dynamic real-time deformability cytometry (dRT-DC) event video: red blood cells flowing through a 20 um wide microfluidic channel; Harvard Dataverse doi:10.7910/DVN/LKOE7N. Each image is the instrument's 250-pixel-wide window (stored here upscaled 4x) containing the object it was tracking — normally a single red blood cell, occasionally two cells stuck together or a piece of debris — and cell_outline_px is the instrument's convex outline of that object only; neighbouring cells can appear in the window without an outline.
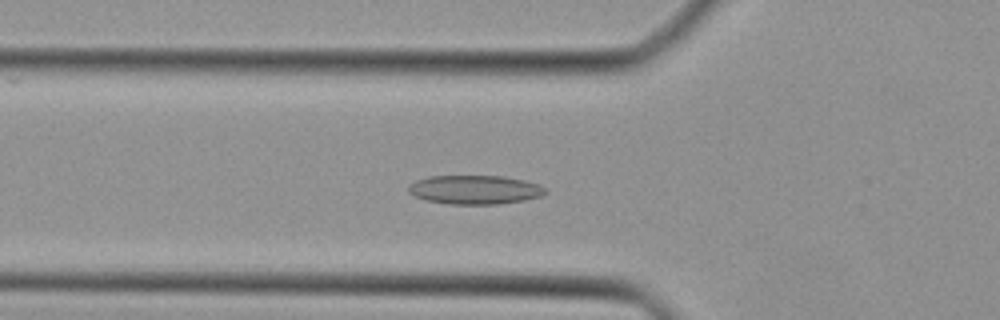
{"species": "Egyptian fruit bat (a non-hibernating species)", "species_latin": "Rousettus aegyptiacus", "temperature_condition": "cold", "stored_images_in_passage": 45, "camera_frame_rate_fps": 3000, "um_per_image_px": 0.085, "animal": {"sex": "female"}, "frame": {"image": 1, "passage_image": 16, "time_ms": 5.0, "image_size_px": [1000, 320], "cell_outline_px": [[548, 192], [540, 196], [524, 200], [500, 204], [448, 204], [424, 200], [408, 192], [408, 188], [416, 180], [428, 176], [504, 176], [524, 180], [540, 184]], "centroid_in_image_um": [40.37, 16.12], "position_along_channel_um": 85.4, "area_um2": 23.12}}
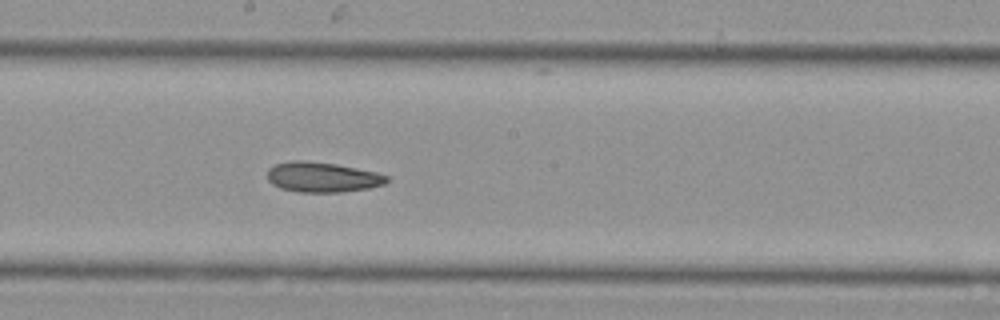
{"frame": {"image": 2, "passage_image": 25, "time_ms": 8.0, "image_size_px": [1000, 320], "cell_outline_px": [[388, 180], [384, 184], [368, 188], [340, 192], [300, 192], [280, 188], [272, 184], [268, 180], [268, 168], [276, 164], [292, 160], [304, 160], [336, 164], [376, 172], [388, 176]], "centroid_in_image_um": [27.38, 15.05], "position_along_channel_um": 220.8, "area_um2": 20.87}}
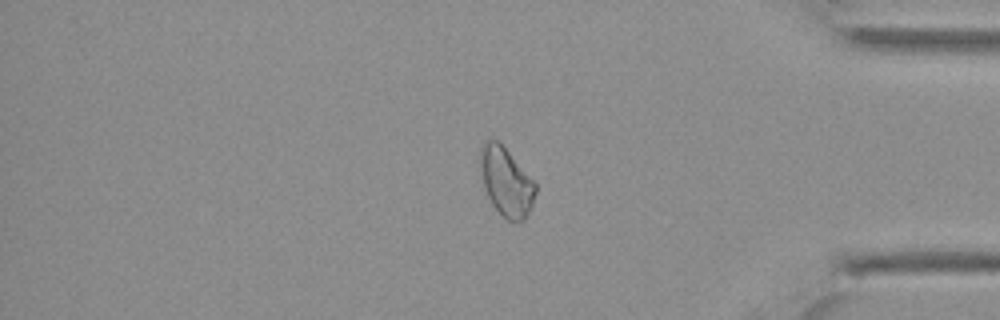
{"frame": {"image": 3, "passage_image": 38, "time_ms": 12.333, "image_size_px": [1000, 320], "cell_outline_px": [[536, 192], [532, 204], [524, 220], [508, 220], [492, 204], [484, 188], [480, 164], [480, 148], [484, 140], [496, 140], [536, 180]], "centroid_in_image_um": [43.04, 15.42], "position_along_channel_um": 392.2, "area_um2": 21.79}}